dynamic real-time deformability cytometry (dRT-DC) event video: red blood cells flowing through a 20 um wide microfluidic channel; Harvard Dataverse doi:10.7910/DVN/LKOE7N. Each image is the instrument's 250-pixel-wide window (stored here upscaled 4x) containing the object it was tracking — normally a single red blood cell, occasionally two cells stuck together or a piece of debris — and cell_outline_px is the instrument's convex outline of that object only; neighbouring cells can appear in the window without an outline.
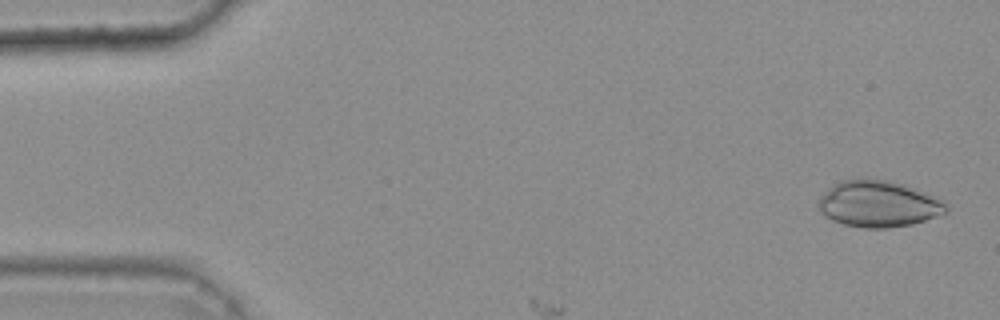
{"species": "common noctule bat (a hibernating species)", "species_latin": "Nyctalus noctula", "temperature_condition": "warm", "stored_images_in_passage": 7, "camera_frame_rate_fps": 3000, "um_per_image_px": 0.085, "animal": {"sex": "female", "body_mass_g": 25.1}, "frame": {"image": 1, "passage_image": 2, "time_ms": 0.333, "image_size_px": [1000, 320], "cell_outline_px": [[948, 212], [912, 224], [888, 228], [864, 228], [844, 224], [832, 220], [820, 212], [816, 204], [820, 196], [828, 188], [840, 180], [888, 180], [904, 184], [932, 196], [940, 200], [948, 208]], "centroid_in_image_um": [74.61, 17.35], "position_along_channel_um": 10.4, "area_um2": 34.1}}